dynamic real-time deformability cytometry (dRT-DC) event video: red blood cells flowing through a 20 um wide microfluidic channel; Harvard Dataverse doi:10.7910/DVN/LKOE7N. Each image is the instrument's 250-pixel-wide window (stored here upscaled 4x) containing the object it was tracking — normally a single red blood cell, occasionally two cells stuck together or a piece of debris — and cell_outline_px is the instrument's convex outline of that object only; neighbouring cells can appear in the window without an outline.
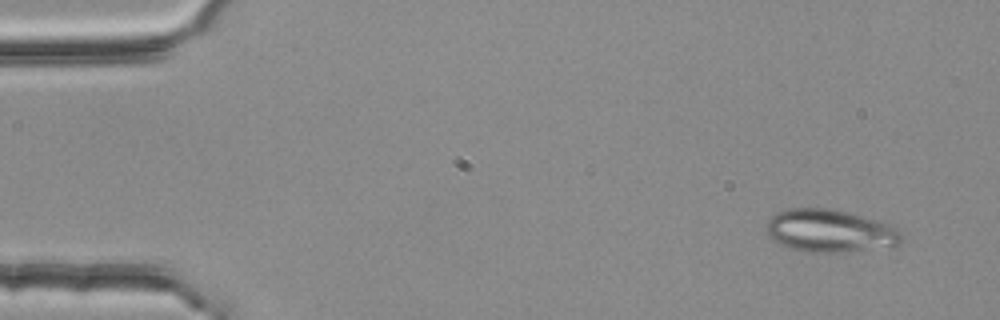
{"species": "common noctule bat (a hibernating species)", "species_latin": "Nyctalus noctula", "temperature_condition": "room temperature", "stored_images_in_passage": 3, "camera_frame_rate_fps": 3000, "um_per_image_px": 0.085, "animal": {"sex": "female", "body_mass_g": 25.1}, "frame": {"image": 1, "passage_image": 1, "time_ms": 0.0, "image_size_px": [1000, 320], "cell_outline_px": [[904, 240], [896, 244], [840, 252], [804, 252], [780, 244], [772, 240], [768, 236], [764, 228], [764, 224], [776, 212], [788, 208], [828, 208], [860, 216], [888, 224], [896, 228], [904, 236]], "centroid_in_image_um": [70.43, 19.61], "position_along_channel_um": 14.6, "area_um2": 33.23}}